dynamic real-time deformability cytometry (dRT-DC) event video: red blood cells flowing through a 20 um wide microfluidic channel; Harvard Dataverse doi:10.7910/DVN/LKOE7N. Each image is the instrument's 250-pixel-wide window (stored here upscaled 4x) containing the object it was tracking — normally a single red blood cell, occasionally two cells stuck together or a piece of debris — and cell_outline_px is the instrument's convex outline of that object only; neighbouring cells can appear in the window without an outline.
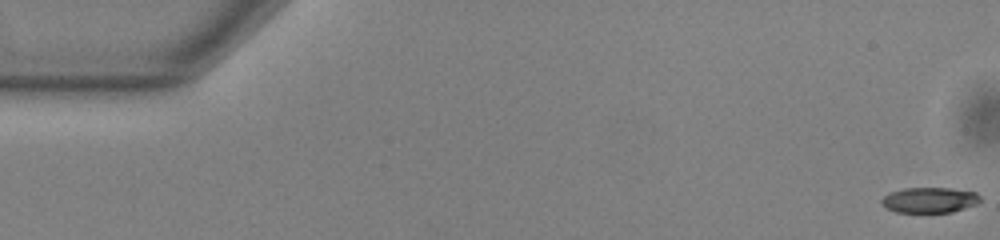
{"species": "common noctule bat (a hibernating species)", "species_latin": "Nyctalus noctula", "temperature_condition": "warm", "stored_images_in_passage": 54, "camera_frame_rate_fps": 3000, "um_per_image_px": 0.085, "animal": {"sex": "male", "body_mass_g": 13.0, "forearm_length_mm": 53.1}, "frame": {"image": 1, "passage_image": 1, "time_ms": 0.0, "image_size_px": [1000, 240], "cell_outline_px": [[980, 200], [976, 204], [952, 212], [896, 212], [880, 204], [880, 200], [888, 192], [904, 188], [948, 188], [976, 192], [980, 196]], "centroid_in_image_um": [78.98, 16.99], "position_along_channel_um": 6.0, "area_um2": 14.62}}
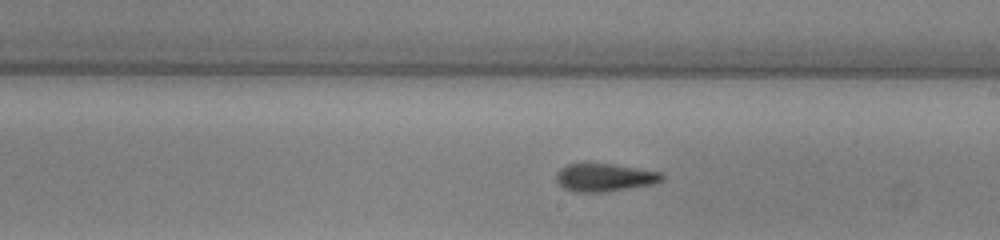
{"frame": {"image": 2, "passage_image": 31, "time_ms": 10.0, "image_size_px": [1000, 240], "cell_outline_px": [[664, 180], [652, 184], [608, 192], [576, 192], [564, 188], [556, 180], [556, 172], [560, 168], [568, 164], [612, 164], [664, 172]], "centroid_in_image_um": [51.42, 15.09], "position_along_channel_um": 237.6, "area_um2": 17.28}}
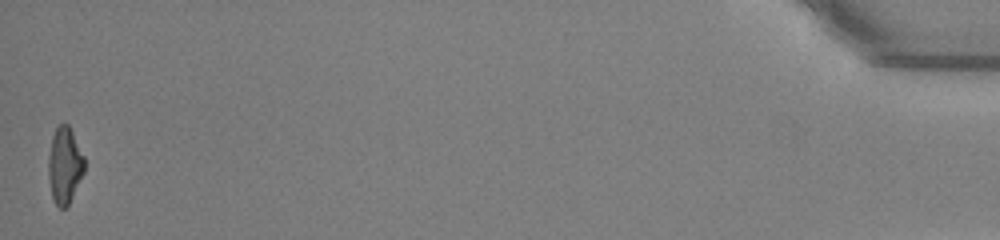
{"frame": {"image": 3, "passage_image": 54, "time_ms": 17.667, "image_size_px": [1000, 240], "cell_outline_px": [[84, 172], [68, 204], [64, 208], [60, 208], [56, 204], [52, 196], [48, 176], [48, 156], [52, 136], [56, 128], [60, 124], [68, 124], [84, 156]], "centroid_in_image_um": [5.48, 14.04], "position_along_channel_um": 429.7, "area_um2": 15.78}, "authors_computed_cell_mechanics": {"area_um2": 16.6753, "velocity_mm_per_s": 3.8323, "shape_relaxation_time_tau1_ms": 4.1469, "shape_relaxation_time_tau2_ms": 3.4396, "deformation_change_tau1": 0.1892, "deformation_change_tau2": 0.1188}}